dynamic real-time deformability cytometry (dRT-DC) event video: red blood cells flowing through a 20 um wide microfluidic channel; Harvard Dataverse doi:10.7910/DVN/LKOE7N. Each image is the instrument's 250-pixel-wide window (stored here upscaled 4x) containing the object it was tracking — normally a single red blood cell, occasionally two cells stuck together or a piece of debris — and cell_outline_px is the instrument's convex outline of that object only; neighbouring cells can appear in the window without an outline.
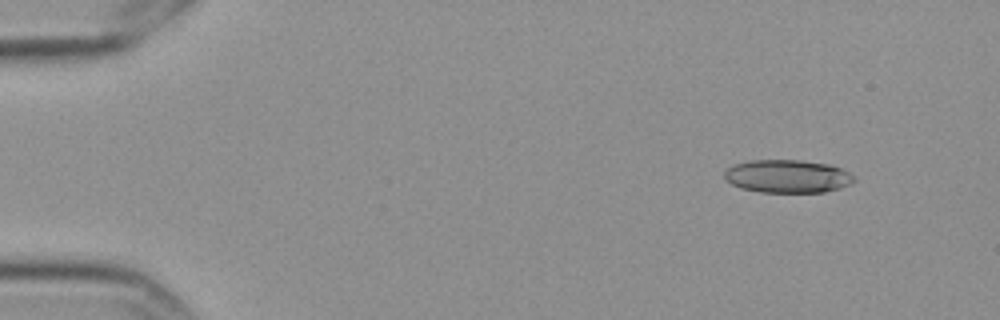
{"species": "Egyptian fruit bat (a non-hibernating species)", "species_latin": "Rousettus aegyptiacus", "temperature_condition": "cold", "stored_images_in_passage": 5, "camera_frame_rate_fps": 3000, "um_per_image_px": 0.085, "frame": {"image": 1, "passage_image": 2, "time_ms": 0.333, "image_size_px": [1000, 320], "cell_outline_px": [[856, 180], [840, 188], [824, 192], [760, 192], [740, 188], [732, 184], [724, 176], [724, 172], [728, 168], [736, 164], [748, 160], [800, 160], [828, 164], [840, 168], [848, 172]], "centroid_in_image_um": [66.92, 14.98], "position_along_channel_um": 18.1, "area_um2": 24.8}}
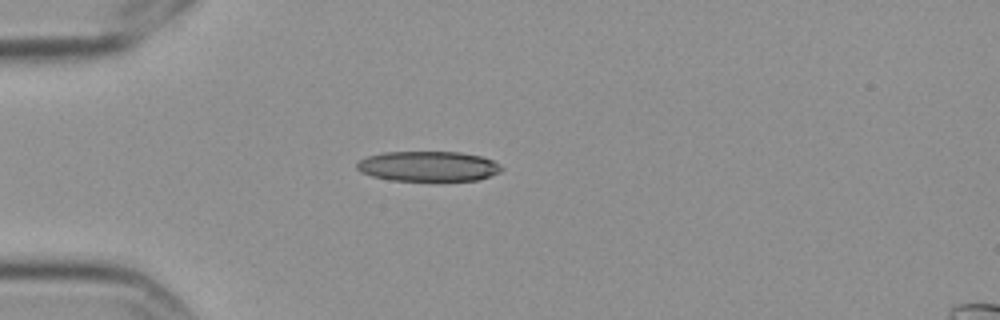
{"frame": {"image": 2, "passage_image": 5, "time_ms": 1.333, "image_size_px": [1000, 320], "cell_outline_px": [[504, 168], [500, 172], [476, 180], [388, 180], [372, 176], [360, 172], [356, 168], [356, 164], [360, 160], [368, 156], [384, 152], [460, 152], [480, 156], [492, 160], [500, 164]], "centroid_in_image_um": [36.38, 14.13], "position_along_channel_um": 48.6, "area_um2": 25.26}}